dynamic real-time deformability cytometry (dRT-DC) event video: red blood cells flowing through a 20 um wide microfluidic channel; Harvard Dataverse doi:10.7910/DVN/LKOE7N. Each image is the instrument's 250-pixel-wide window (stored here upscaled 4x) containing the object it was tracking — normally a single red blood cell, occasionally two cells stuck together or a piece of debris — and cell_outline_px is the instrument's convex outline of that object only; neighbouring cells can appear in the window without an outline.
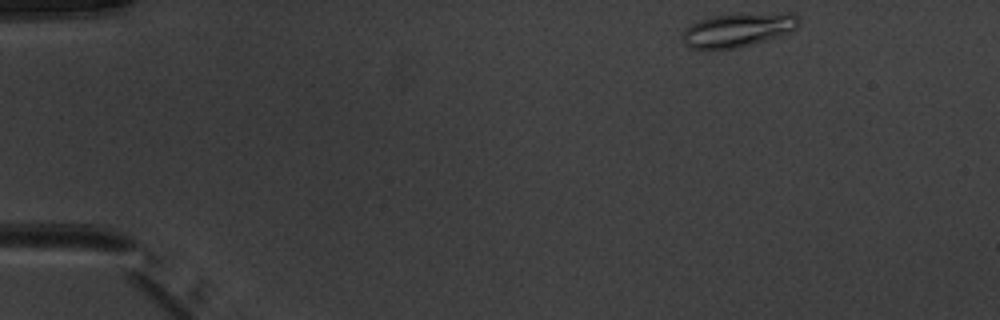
{"species": "common noctule bat (a hibernating species)", "species_latin": "Nyctalus noctula", "temperature_condition": "warm", "stored_images_in_passage": 45, "camera_frame_rate_fps": 3000, "um_per_image_px": 0.085, "animal": {"sex": "male", "body_mass_g": 20.1, "forearm_length_mm": 53.5}, "frame": {"image": 1, "passage_image": 1, "time_ms": 0.0, "image_size_px": [1000, 320], "cell_outline_px": [[800, 24], [796, 28], [788, 32], [740, 48], [688, 48], [684, 44], [684, 28], [700, 20], [712, 16], [736, 12], [792, 12], [800, 20]], "centroid_in_image_um": [62.76, 2.49], "position_along_channel_um": 22.2, "area_um2": 23.18}}
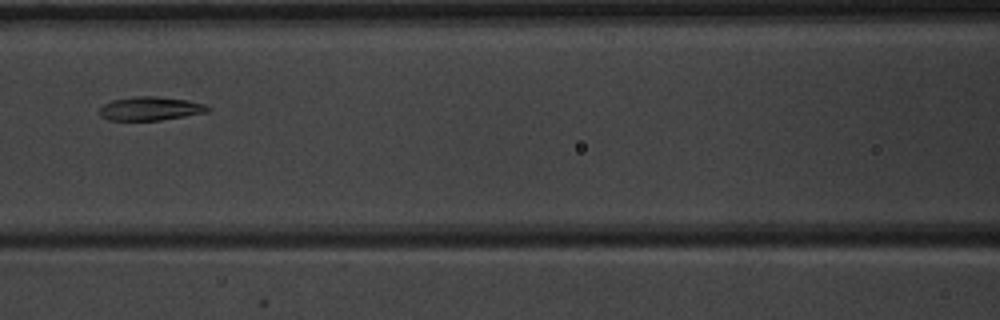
{"frame": {"image": 2, "passage_image": 18, "time_ms": 5.667, "image_size_px": [1000, 320], "cell_outline_px": [[208, 112], [160, 120], [108, 120], [100, 116], [100, 108], [104, 104], [112, 100], [132, 96], [156, 96], [188, 100], [204, 104], [208, 108]], "centroid_in_image_um": [12.74, 9.22], "position_along_channel_um": 153.9, "area_um2": 14.85}}
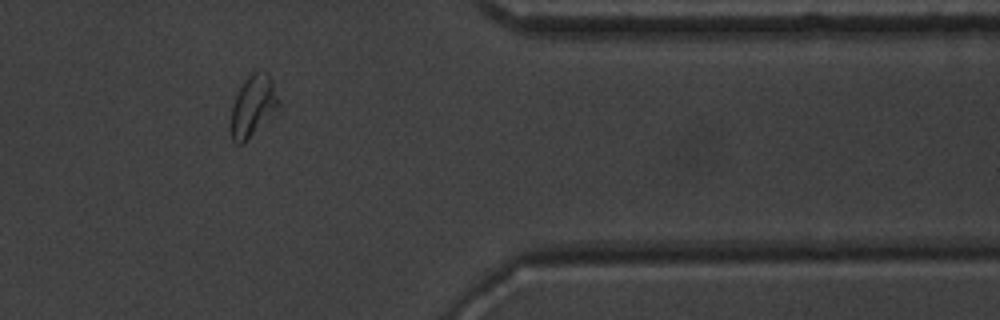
{"frame": {"image": 3, "passage_image": 37, "time_ms": 12.0, "image_size_px": [1000, 320], "cell_outline_px": [[280, 108], [244, 144], [236, 144], [232, 140], [228, 132], [232, 108], [236, 96], [244, 80], [256, 68], [260, 68], [272, 80], [280, 104]], "centroid_in_image_um": [21.49, 9.05], "position_along_channel_um": 389.9, "area_um2": 17.51}, "authors_computed_cell_mechanics": {"area_um2": 15.8372, "velocity_mm_per_s": 3.9662, "shape_relaxation_time_tau1_ms": 4.1548, "shape_relaxation_time_tau2_ms": 1.201, "deformation_change_tau1": 0.1585, "deformation_change_tau2": 0.0579}}